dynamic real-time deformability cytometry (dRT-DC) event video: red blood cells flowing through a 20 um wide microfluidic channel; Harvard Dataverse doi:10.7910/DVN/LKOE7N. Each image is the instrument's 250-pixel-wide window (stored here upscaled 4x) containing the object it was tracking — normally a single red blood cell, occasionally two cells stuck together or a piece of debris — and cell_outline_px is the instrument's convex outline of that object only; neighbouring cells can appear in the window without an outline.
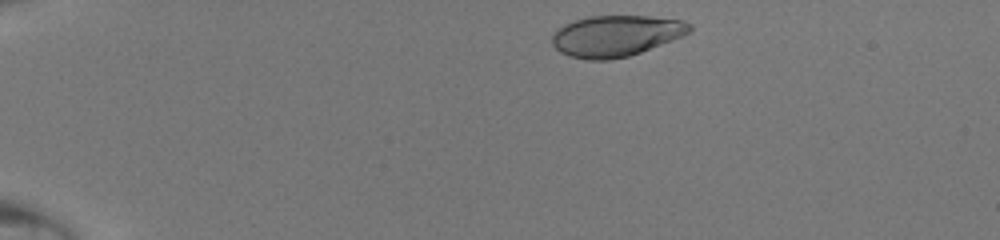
{"species": "human", "species_latin": "Homo sapiens", "temperature_condition": "room temperature", "stored_images_in_passage": 40, "camera_frame_rate_fps": 3000, "um_per_image_px": 0.085, "donor": {"sex": "male"}, "frame": {"image": 1, "passage_image": 2, "time_ms": 0.333, "image_size_px": [1000, 240], "cell_outline_px": [[692, 32], [672, 40], [640, 52], [628, 56], [608, 60], [588, 60], [568, 56], [560, 52], [552, 44], [552, 36], [556, 28], [564, 24], [588, 16], [648, 16], [684, 20], [692, 24]], "centroid_in_image_um": [52.35, 3.04], "position_along_channel_um": 32.6, "area_um2": 33.06}}
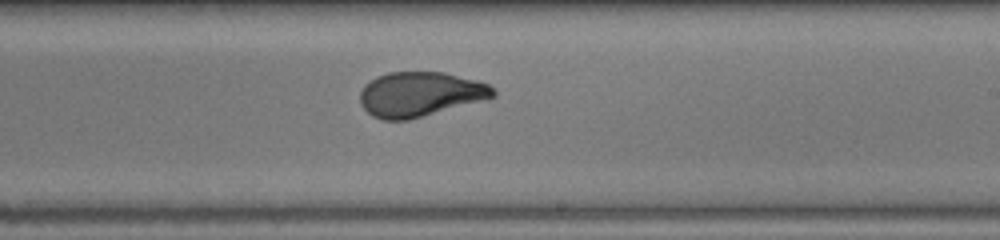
{"frame": {"image": 2, "passage_image": 23, "time_ms": 7.333, "image_size_px": [1000, 240], "cell_outline_px": [[496, 96], [488, 100], [408, 120], [384, 120], [372, 116], [360, 104], [360, 92], [364, 84], [376, 76], [388, 72], [444, 72], [476, 80], [488, 84], [496, 92]], "centroid_in_image_um": [35.72, 8.01], "position_along_channel_um": 253.3, "area_um2": 35.03}}
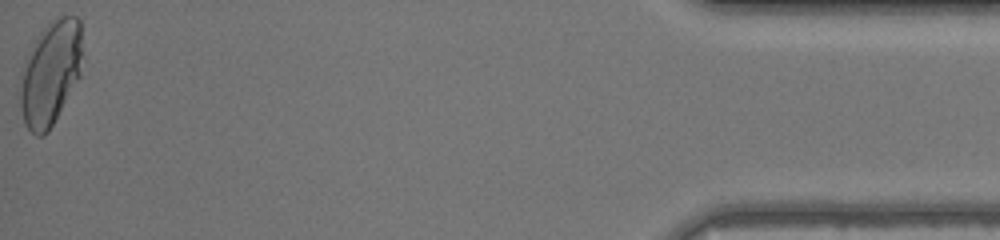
{"frame": {"image": 3, "passage_image": 40, "time_ms": 13.0, "image_size_px": [1000, 240], "cell_outline_px": [[84, 56], [80, 76], [48, 132], [44, 136], [36, 136], [24, 124], [20, 108], [20, 76], [24, 60], [36, 36], [52, 20], [60, 16], [76, 16], [80, 20]], "centroid_in_image_um": [4.3, 6.19], "position_along_channel_um": 430.9, "area_um2": 38.44}}